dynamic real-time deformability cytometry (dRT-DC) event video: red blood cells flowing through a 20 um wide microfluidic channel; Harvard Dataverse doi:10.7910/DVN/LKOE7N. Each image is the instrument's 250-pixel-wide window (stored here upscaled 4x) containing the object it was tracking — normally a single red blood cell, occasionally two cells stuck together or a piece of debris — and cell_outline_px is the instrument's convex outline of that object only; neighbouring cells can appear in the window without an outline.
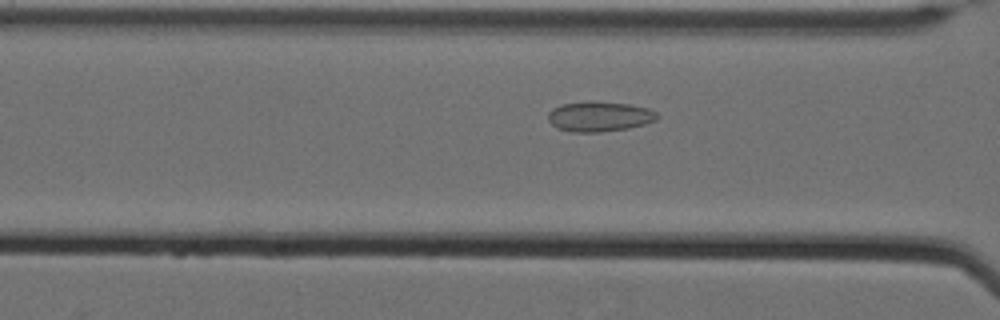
{"species": "Egyptian fruit bat (a non-hibernating species)", "species_latin": "Rousettus aegyptiacus", "temperature_condition": "cold", "stored_images_in_passage": 39, "camera_frame_rate_fps": 3000, "um_per_image_px": 0.085, "animal": {"sex": "female"}, "frame": {"image": 1, "passage_image": 6, "time_ms": 1.667, "image_size_px": [1000, 320], "cell_outline_px": [[660, 116], [656, 120], [644, 124], [628, 128], [600, 132], [572, 132], [556, 128], [548, 120], [548, 112], [552, 108], [564, 104], [588, 100], [592, 100], [628, 104], [648, 108], [656, 112]], "centroid_in_image_um": [50.93, 9.89], "position_along_channel_um": 115.7, "area_um2": 19.31}}
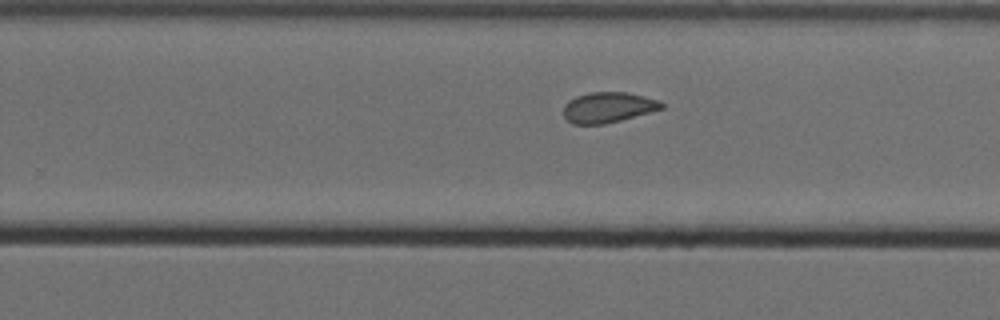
{"frame": {"image": 2, "passage_image": 20, "time_ms": 6.333, "image_size_px": [1000, 320], "cell_outline_px": [[664, 108], [620, 120], [604, 124], [572, 124], [564, 116], [564, 104], [568, 100], [576, 96], [592, 92], [628, 92], [660, 100], [664, 104]], "centroid_in_image_um": [51.69, 9.12], "position_along_channel_um": 278.1, "area_um2": 17.4}}
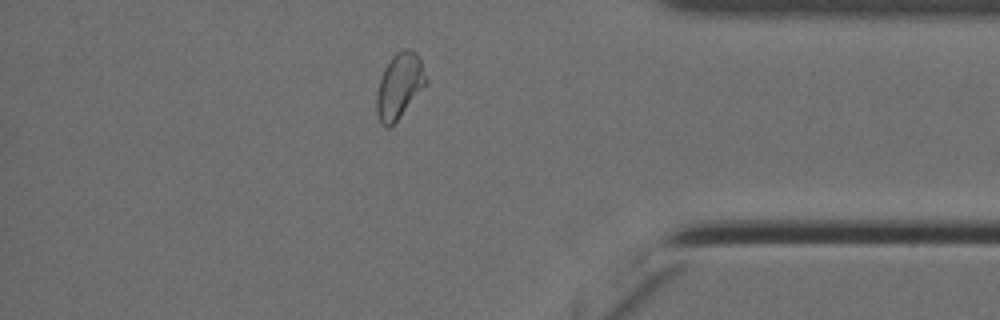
{"frame": {"image": 3, "passage_image": 32, "time_ms": 10.333, "image_size_px": [1000, 320], "cell_outline_px": [[428, 80], [400, 116], [388, 128], [384, 128], [380, 124], [376, 116], [376, 92], [380, 76], [384, 68], [392, 56], [396, 52], [404, 48], [408, 48], [416, 52], [420, 60]], "centroid_in_image_um": [33.89, 7.29], "position_along_channel_um": 401.3, "area_um2": 18.73}, "authors_computed_cell_mechanics": {"area_um2": 17.9758, "velocity_mm_per_s": 3.4748, "shape_relaxation_time_tau1_ms": null, "shape_relaxation_time_tau2_ms": 1.846, "deformation_change_tau1": null, "deformation_change_tau2": 0.0742}}